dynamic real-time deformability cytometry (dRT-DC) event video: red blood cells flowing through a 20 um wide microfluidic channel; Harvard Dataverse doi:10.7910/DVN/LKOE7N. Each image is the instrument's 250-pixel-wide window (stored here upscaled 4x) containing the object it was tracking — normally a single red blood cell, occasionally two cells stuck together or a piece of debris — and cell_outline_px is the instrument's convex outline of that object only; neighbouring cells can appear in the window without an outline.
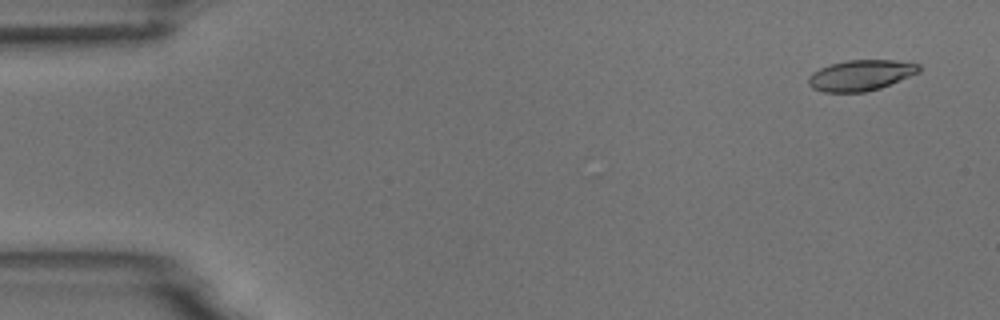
{"species": "common noctule bat (a hibernating species)", "species_latin": "Nyctalus noctula", "temperature_condition": "room temperature", "stored_images_in_passage": 6, "camera_frame_rate_fps": 3000, "um_per_image_px": 0.085, "animal": {"sex": "male", "body_mass_g": 18.8}, "frame": {"image": 1, "passage_image": 1, "time_ms": 0.0, "image_size_px": [1000, 320], "cell_outline_px": [[920, 72], [880, 88], [864, 92], [824, 92], [812, 88], [808, 84], [808, 76], [812, 72], [820, 68], [832, 64], [848, 60], [892, 60], [920, 64]], "centroid_in_image_um": [73.15, 6.4], "position_along_channel_um": 11.9, "area_um2": 19.71}}